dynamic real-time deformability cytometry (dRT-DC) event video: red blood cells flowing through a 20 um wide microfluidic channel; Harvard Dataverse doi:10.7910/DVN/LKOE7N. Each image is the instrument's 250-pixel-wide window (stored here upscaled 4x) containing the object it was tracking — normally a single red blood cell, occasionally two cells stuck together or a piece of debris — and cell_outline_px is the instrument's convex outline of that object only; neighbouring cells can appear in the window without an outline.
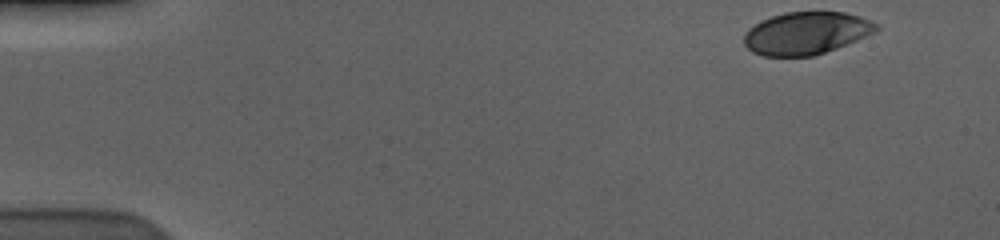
{"species": "human", "species_latin": "Homo sapiens", "temperature_condition": "cold", "stored_images_in_passage": 54, "camera_frame_rate_fps": 3000, "um_per_image_px": 0.085, "donor": {"sex": "male"}, "frame": {"image": 1, "passage_image": 1, "time_ms": 0.0, "image_size_px": [1000, 240], "cell_outline_px": [[880, 28], [876, 32], [836, 48], [812, 56], [764, 56], [752, 52], [744, 44], [744, 32], [748, 28], [760, 20], [784, 12], [844, 12], [860, 16], [872, 20], [880, 24]], "centroid_in_image_um": [68.53, 2.81], "position_along_channel_um": 16.5, "area_um2": 32.95}}
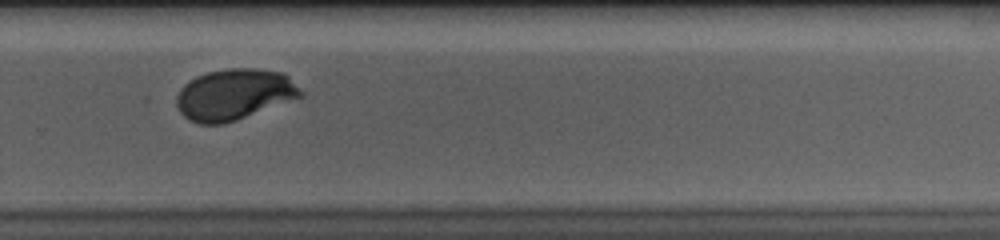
{"frame": {"image": 2, "passage_image": 36, "time_ms": 11.667, "image_size_px": [1000, 240], "cell_outline_px": [[304, 96], [236, 120], [224, 124], [200, 124], [188, 120], [180, 112], [176, 104], [176, 96], [180, 88], [184, 84], [196, 76], [208, 72], [228, 68], [256, 68], [284, 72], [304, 92]], "centroid_in_image_um": [19.91, 8.02], "position_along_channel_um": 309.9, "area_um2": 37.17}}
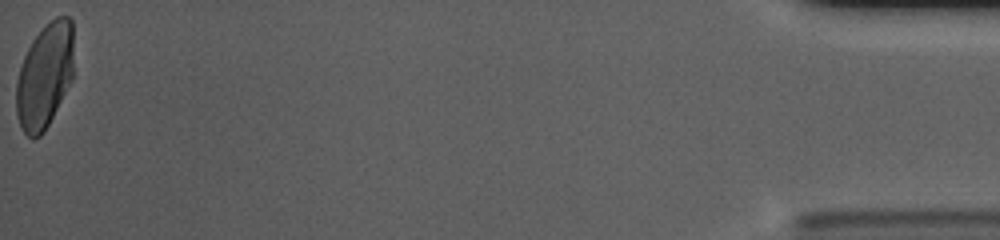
{"frame": {"image": 3, "passage_image": 54, "time_ms": 17.667, "image_size_px": [1000, 240], "cell_outline_px": [[72, 80], [44, 132], [40, 136], [32, 140], [20, 128], [16, 112], [16, 80], [24, 56], [32, 40], [44, 24], [56, 16], [68, 16], [72, 20]], "centroid_in_image_um": [3.78, 6.45], "position_along_channel_um": 431.4, "area_um2": 35.26}, "authors_computed_cell_mechanics": {"area_um2": 36.0672, "velocity_mm_per_s": 3.594, "shape_relaxation_time_tau1_ms": 3.1111, "shape_relaxation_time_tau2_ms": null, "deformation_change_tau1": 0.1449, "deformation_change_tau2": null}}